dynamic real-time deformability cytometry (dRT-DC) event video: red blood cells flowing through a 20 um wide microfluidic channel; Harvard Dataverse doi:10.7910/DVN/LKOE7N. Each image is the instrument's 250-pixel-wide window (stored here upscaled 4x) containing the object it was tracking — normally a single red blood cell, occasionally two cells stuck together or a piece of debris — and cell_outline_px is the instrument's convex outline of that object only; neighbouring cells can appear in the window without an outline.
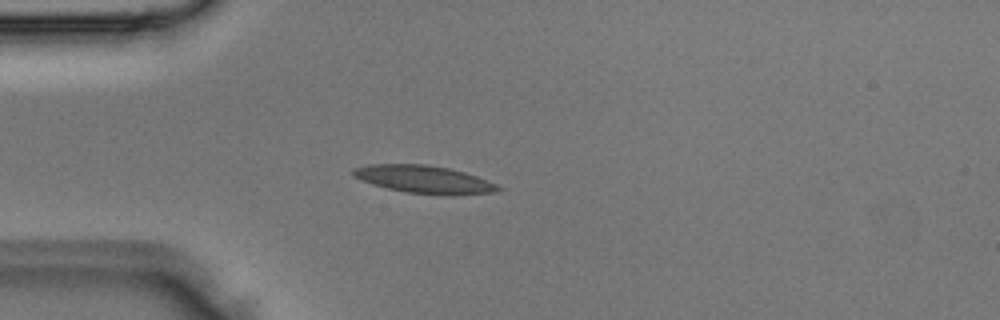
{"species": "Egyptian fruit bat (a non-hibernating species)", "species_latin": "Rousettus aegyptiacus", "temperature_condition": "room temperature", "stored_images_in_passage": 3, "camera_frame_rate_fps": 3000, "um_per_image_px": 0.085, "animal": {"sex": "male"}, "frame": {"image": 1, "passage_image": 3, "time_ms": 0.667, "image_size_px": [1000, 320], "cell_outline_px": [[504, 188], [492, 192], [452, 196], [448, 196], [408, 192], [388, 188], [372, 184], [356, 176], [352, 172], [352, 168], [368, 164], [428, 164], [448, 168], [464, 172], [476, 176], [496, 184]], "centroid_in_image_um": [36.07, 15.25], "position_along_channel_um": 48.9, "area_um2": 23.29}}